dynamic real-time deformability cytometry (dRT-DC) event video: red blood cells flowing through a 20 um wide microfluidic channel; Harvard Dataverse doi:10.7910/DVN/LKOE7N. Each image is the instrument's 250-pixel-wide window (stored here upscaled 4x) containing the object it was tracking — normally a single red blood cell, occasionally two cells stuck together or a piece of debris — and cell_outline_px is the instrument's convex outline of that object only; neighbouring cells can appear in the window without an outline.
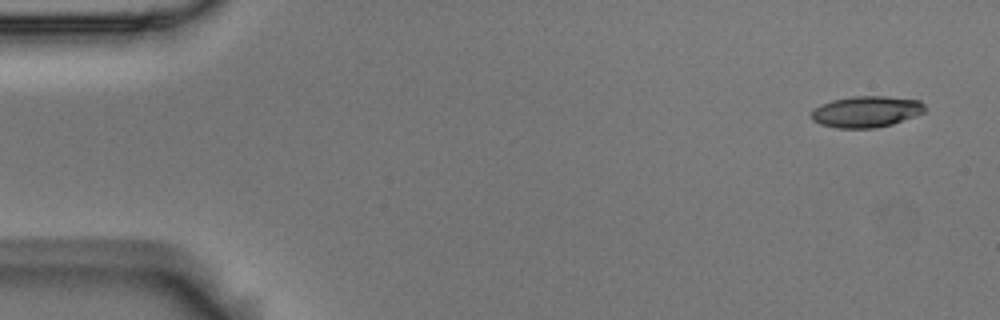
{"species": "Egyptian fruit bat (a non-hibernating species)", "species_latin": "Rousettus aegyptiacus", "temperature_condition": "room temperature", "stored_images_in_passage": 5, "camera_frame_rate_fps": 3000, "um_per_image_px": 0.085, "animal": {"sex": "male"}, "frame": {"image": 1, "passage_image": 1, "time_ms": 0.0, "image_size_px": [1000, 320], "cell_outline_px": [[928, 108], [924, 112], [892, 124], [876, 128], [836, 128], [820, 124], [812, 120], [812, 108], [820, 104], [832, 100], [852, 96], [884, 96], [920, 100]], "centroid_in_image_um": [73.62, 9.48], "position_along_channel_um": 11.4, "area_um2": 20.81}}
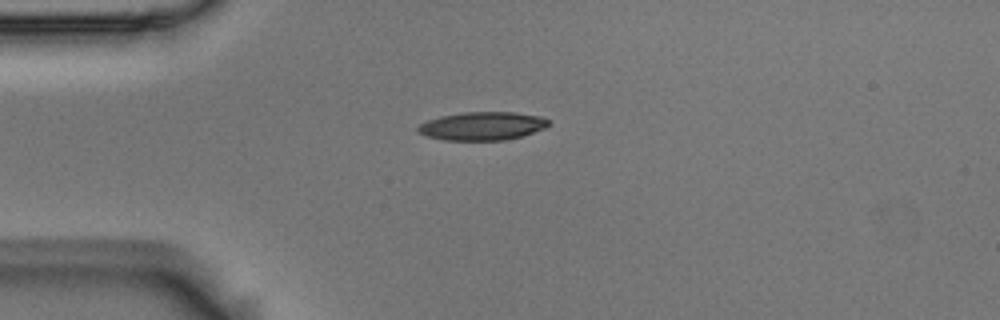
{"frame": {"image": 2, "passage_image": 4, "time_ms": 1.0, "image_size_px": [1000, 320], "cell_outline_px": [[552, 124], [544, 128], [520, 136], [504, 140], [444, 140], [428, 136], [416, 132], [416, 128], [420, 124], [428, 120], [440, 116], [464, 112], [512, 112], [540, 116], [548, 120]], "centroid_in_image_um": [40.97, 10.71], "position_along_channel_um": 44.0, "area_um2": 21.44}}